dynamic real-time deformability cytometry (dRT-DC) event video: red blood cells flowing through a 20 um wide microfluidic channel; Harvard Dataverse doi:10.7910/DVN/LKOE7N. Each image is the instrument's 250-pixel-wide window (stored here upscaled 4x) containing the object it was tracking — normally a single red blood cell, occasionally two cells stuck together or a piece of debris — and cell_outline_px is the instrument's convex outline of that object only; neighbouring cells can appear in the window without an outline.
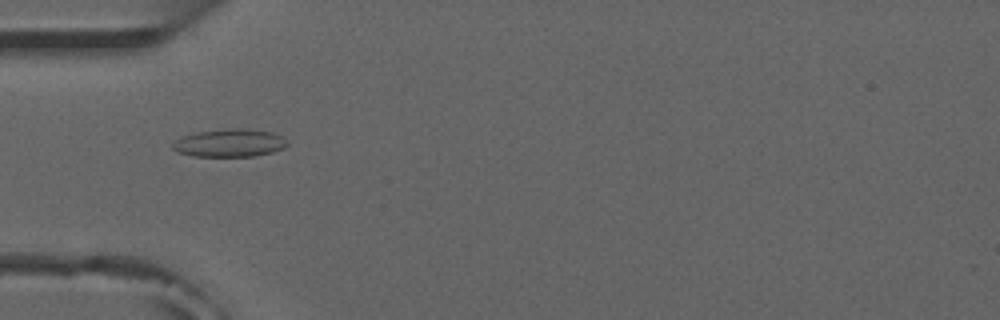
{"species": "common noctule bat (a hibernating species)", "species_latin": "Nyctalus noctula", "temperature_condition": "room temperature", "stored_images_in_passage": 52, "camera_frame_rate_fps": 3000, "um_per_image_px": 0.085, "animal": {"sex": "male", "forearm_length_mm": 52.5}, "frame": {"image": 1, "passage_image": 16, "time_ms": 5.0, "image_size_px": [1000, 320], "cell_outline_px": [[288, 144], [284, 148], [272, 152], [256, 156], [192, 156], [176, 152], [172, 148], [172, 144], [176, 140], [184, 136], [196, 132], [232, 128], [244, 128], [272, 132], [280, 136]], "centroid_in_image_um": [19.5, 12.15], "position_along_channel_um": 65.5, "area_um2": 18.55}, "authors_computed_cell_mechanics": {"area_um2": 15.7505, "velocity_mm_per_s": 3.8614, "shape_relaxation_time_tau1_ms": null, "shape_relaxation_time_tau2_ms": 2.5738, "deformation_change_tau1": null, "deformation_change_tau2": 0.0785}}